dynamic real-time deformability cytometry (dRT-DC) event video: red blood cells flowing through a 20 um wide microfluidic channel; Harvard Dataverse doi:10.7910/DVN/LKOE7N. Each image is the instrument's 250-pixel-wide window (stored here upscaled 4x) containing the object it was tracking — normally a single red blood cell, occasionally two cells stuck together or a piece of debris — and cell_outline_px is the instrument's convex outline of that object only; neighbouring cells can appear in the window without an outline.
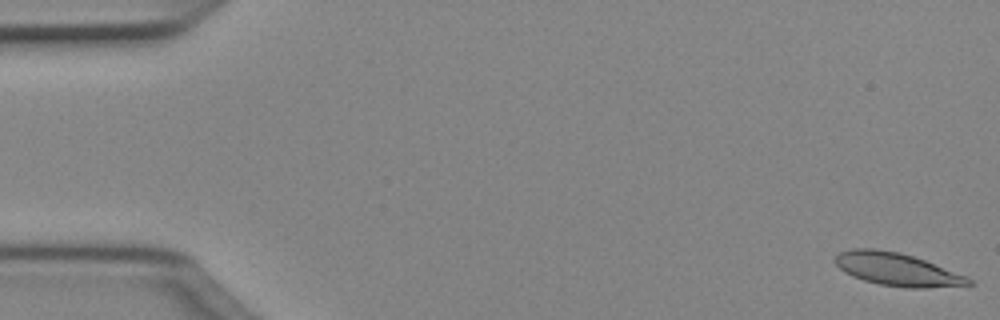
{"species": "Egyptian fruit bat (a non-hibernating species)", "species_latin": "Rousettus aegyptiacus", "temperature_condition": "cold", "stored_images_in_passage": 14, "camera_frame_rate_fps": 3000, "um_per_image_px": 0.085, "animal": {"sex": "female"}, "frame": {"image": 1, "passage_image": 1, "time_ms": 0.0, "image_size_px": [1000, 320], "cell_outline_px": [[976, 284], [924, 288], [908, 288], [880, 284], [864, 280], [852, 276], [844, 272], [832, 260], [840, 252], [852, 248], [872, 248], [900, 252], [924, 260], [968, 276]], "centroid_in_image_um": [76.25, 22.89], "position_along_channel_um": 8.8, "area_um2": 25.55}}
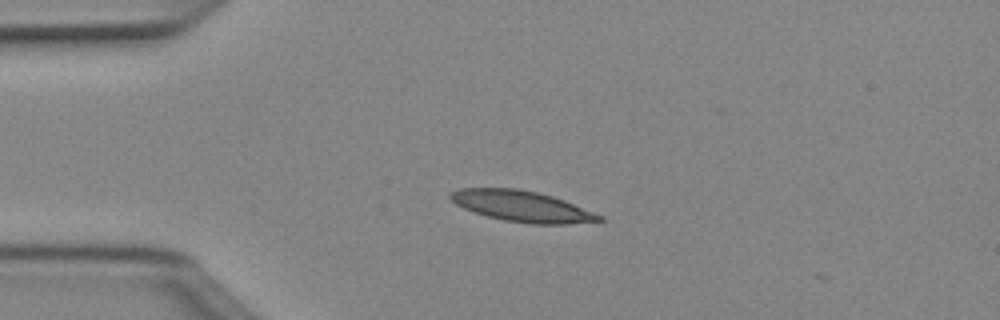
{"frame": {"image": 2, "passage_image": 12, "time_ms": 3.667, "image_size_px": [1000, 320], "cell_outline_px": [[604, 220], [568, 224], [528, 224], [504, 220], [488, 216], [464, 208], [456, 204], [448, 196], [452, 192], [460, 188], [516, 188], [536, 192], [552, 196], [564, 200], [604, 216]], "centroid_in_image_um": [44.39, 17.53], "position_along_channel_um": 40.6, "area_um2": 26.59}}